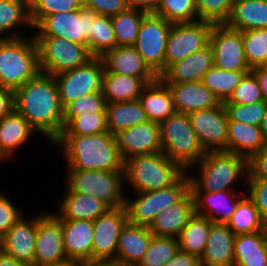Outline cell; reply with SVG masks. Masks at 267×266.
I'll return each instance as SVG.
<instances>
[{
	"instance_id": "obj_1",
	"label": "cell",
	"mask_w": 267,
	"mask_h": 266,
	"mask_svg": "<svg viewBox=\"0 0 267 266\" xmlns=\"http://www.w3.org/2000/svg\"><path fill=\"white\" fill-rule=\"evenodd\" d=\"M15 110L51 145L64 129V109L53 75L39 72L14 91Z\"/></svg>"
},
{
	"instance_id": "obj_2",
	"label": "cell",
	"mask_w": 267,
	"mask_h": 266,
	"mask_svg": "<svg viewBox=\"0 0 267 266\" xmlns=\"http://www.w3.org/2000/svg\"><path fill=\"white\" fill-rule=\"evenodd\" d=\"M51 146L59 150L67 170L123 171L124 161L115 136L109 132L60 135Z\"/></svg>"
},
{
	"instance_id": "obj_3",
	"label": "cell",
	"mask_w": 267,
	"mask_h": 266,
	"mask_svg": "<svg viewBox=\"0 0 267 266\" xmlns=\"http://www.w3.org/2000/svg\"><path fill=\"white\" fill-rule=\"evenodd\" d=\"M187 173L191 191H245L248 160L229 151H210ZM240 183L244 184L241 190Z\"/></svg>"
},
{
	"instance_id": "obj_4",
	"label": "cell",
	"mask_w": 267,
	"mask_h": 266,
	"mask_svg": "<svg viewBox=\"0 0 267 266\" xmlns=\"http://www.w3.org/2000/svg\"><path fill=\"white\" fill-rule=\"evenodd\" d=\"M123 171L125 190L130 188L131 193L169 187L186 172L162 151L128 158Z\"/></svg>"
},
{
	"instance_id": "obj_5",
	"label": "cell",
	"mask_w": 267,
	"mask_h": 266,
	"mask_svg": "<svg viewBox=\"0 0 267 266\" xmlns=\"http://www.w3.org/2000/svg\"><path fill=\"white\" fill-rule=\"evenodd\" d=\"M39 72L33 35L0 39V87L15 91Z\"/></svg>"
},
{
	"instance_id": "obj_6",
	"label": "cell",
	"mask_w": 267,
	"mask_h": 266,
	"mask_svg": "<svg viewBox=\"0 0 267 266\" xmlns=\"http://www.w3.org/2000/svg\"><path fill=\"white\" fill-rule=\"evenodd\" d=\"M159 132L163 154L178 163L185 171L206 154L186 113L175 112L159 123Z\"/></svg>"
},
{
	"instance_id": "obj_7",
	"label": "cell",
	"mask_w": 267,
	"mask_h": 266,
	"mask_svg": "<svg viewBox=\"0 0 267 266\" xmlns=\"http://www.w3.org/2000/svg\"><path fill=\"white\" fill-rule=\"evenodd\" d=\"M63 170L64 185L71 192L96 196L110 208L124 207V171Z\"/></svg>"
},
{
	"instance_id": "obj_8",
	"label": "cell",
	"mask_w": 267,
	"mask_h": 266,
	"mask_svg": "<svg viewBox=\"0 0 267 266\" xmlns=\"http://www.w3.org/2000/svg\"><path fill=\"white\" fill-rule=\"evenodd\" d=\"M190 190L187 171L171 186L151 191L134 192L125 196L128 222L150 226L156 216L178 202ZM128 195V196H127ZM129 197V198H128Z\"/></svg>"
},
{
	"instance_id": "obj_9",
	"label": "cell",
	"mask_w": 267,
	"mask_h": 266,
	"mask_svg": "<svg viewBox=\"0 0 267 266\" xmlns=\"http://www.w3.org/2000/svg\"><path fill=\"white\" fill-rule=\"evenodd\" d=\"M38 49L40 72L55 76L85 65L93 56L86 45L56 36H33Z\"/></svg>"
},
{
	"instance_id": "obj_10",
	"label": "cell",
	"mask_w": 267,
	"mask_h": 266,
	"mask_svg": "<svg viewBox=\"0 0 267 266\" xmlns=\"http://www.w3.org/2000/svg\"><path fill=\"white\" fill-rule=\"evenodd\" d=\"M96 16L94 10L84 6L76 11L50 14L33 27L32 35L56 36L88 47L92 22Z\"/></svg>"
},
{
	"instance_id": "obj_11",
	"label": "cell",
	"mask_w": 267,
	"mask_h": 266,
	"mask_svg": "<svg viewBox=\"0 0 267 266\" xmlns=\"http://www.w3.org/2000/svg\"><path fill=\"white\" fill-rule=\"evenodd\" d=\"M104 72L102 58L93 57L85 65L56 74L54 78L63 109L84 95L101 92Z\"/></svg>"
},
{
	"instance_id": "obj_12",
	"label": "cell",
	"mask_w": 267,
	"mask_h": 266,
	"mask_svg": "<svg viewBox=\"0 0 267 266\" xmlns=\"http://www.w3.org/2000/svg\"><path fill=\"white\" fill-rule=\"evenodd\" d=\"M172 23L154 13H147L141 22L133 45L145 63L159 77L164 72L167 39Z\"/></svg>"
},
{
	"instance_id": "obj_13",
	"label": "cell",
	"mask_w": 267,
	"mask_h": 266,
	"mask_svg": "<svg viewBox=\"0 0 267 266\" xmlns=\"http://www.w3.org/2000/svg\"><path fill=\"white\" fill-rule=\"evenodd\" d=\"M212 27L213 24L202 20L172 23L166 44L164 71L171 64L206 47Z\"/></svg>"
},
{
	"instance_id": "obj_14",
	"label": "cell",
	"mask_w": 267,
	"mask_h": 266,
	"mask_svg": "<svg viewBox=\"0 0 267 266\" xmlns=\"http://www.w3.org/2000/svg\"><path fill=\"white\" fill-rule=\"evenodd\" d=\"M65 259L61 219L53 211H40L37 215L34 266H53Z\"/></svg>"
},
{
	"instance_id": "obj_15",
	"label": "cell",
	"mask_w": 267,
	"mask_h": 266,
	"mask_svg": "<svg viewBox=\"0 0 267 266\" xmlns=\"http://www.w3.org/2000/svg\"><path fill=\"white\" fill-rule=\"evenodd\" d=\"M209 44L215 67L232 71H250L244 55L242 31L232 29L226 24L213 25Z\"/></svg>"
},
{
	"instance_id": "obj_16",
	"label": "cell",
	"mask_w": 267,
	"mask_h": 266,
	"mask_svg": "<svg viewBox=\"0 0 267 266\" xmlns=\"http://www.w3.org/2000/svg\"><path fill=\"white\" fill-rule=\"evenodd\" d=\"M188 116L205 152L227 151L228 116L223 103L194 111Z\"/></svg>"
},
{
	"instance_id": "obj_17",
	"label": "cell",
	"mask_w": 267,
	"mask_h": 266,
	"mask_svg": "<svg viewBox=\"0 0 267 266\" xmlns=\"http://www.w3.org/2000/svg\"><path fill=\"white\" fill-rule=\"evenodd\" d=\"M127 221L125 207L110 208L93 220L92 260L115 261L120 232Z\"/></svg>"
},
{
	"instance_id": "obj_18",
	"label": "cell",
	"mask_w": 267,
	"mask_h": 266,
	"mask_svg": "<svg viewBox=\"0 0 267 266\" xmlns=\"http://www.w3.org/2000/svg\"><path fill=\"white\" fill-rule=\"evenodd\" d=\"M118 151L123 161L138 155L161 152L159 123L146 121L115 135Z\"/></svg>"
},
{
	"instance_id": "obj_19",
	"label": "cell",
	"mask_w": 267,
	"mask_h": 266,
	"mask_svg": "<svg viewBox=\"0 0 267 266\" xmlns=\"http://www.w3.org/2000/svg\"><path fill=\"white\" fill-rule=\"evenodd\" d=\"M23 213L0 240V250L18 261L34 266L37 213L25 217Z\"/></svg>"
},
{
	"instance_id": "obj_20",
	"label": "cell",
	"mask_w": 267,
	"mask_h": 266,
	"mask_svg": "<svg viewBox=\"0 0 267 266\" xmlns=\"http://www.w3.org/2000/svg\"><path fill=\"white\" fill-rule=\"evenodd\" d=\"M194 197L195 214L214 223H227L236 211L246 191H191Z\"/></svg>"
},
{
	"instance_id": "obj_21",
	"label": "cell",
	"mask_w": 267,
	"mask_h": 266,
	"mask_svg": "<svg viewBox=\"0 0 267 266\" xmlns=\"http://www.w3.org/2000/svg\"><path fill=\"white\" fill-rule=\"evenodd\" d=\"M36 134L39 135L29 122L14 109L0 119V154L7 163L15 161L18 151L27 146Z\"/></svg>"
},
{
	"instance_id": "obj_22",
	"label": "cell",
	"mask_w": 267,
	"mask_h": 266,
	"mask_svg": "<svg viewBox=\"0 0 267 266\" xmlns=\"http://www.w3.org/2000/svg\"><path fill=\"white\" fill-rule=\"evenodd\" d=\"M149 226L126 222L118 239L116 259L113 263L137 266L153 239Z\"/></svg>"
},
{
	"instance_id": "obj_23",
	"label": "cell",
	"mask_w": 267,
	"mask_h": 266,
	"mask_svg": "<svg viewBox=\"0 0 267 266\" xmlns=\"http://www.w3.org/2000/svg\"><path fill=\"white\" fill-rule=\"evenodd\" d=\"M214 66L210 44L186 58L171 64L159 78L164 83H187L202 81L204 74Z\"/></svg>"
},
{
	"instance_id": "obj_24",
	"label": "cell",
	"mask_w": 267,
	"mask_h": 266,
	"mask_svg": "<svg viewBox=\"0 0 267 266\" xmlns=\"http://www.w3.org/2000/svg\"><path fill=\"white\" fill-rule=\"evenodd\" d=\"M66 188V189H65ZM62 199L59 201L57 211L53 213L61 220H96L99 216L106 213L110 207L89 194H80L71 192L64 187Z\"/></svg>"
},
{
	"instance_id": "obj_25",
	"label": "cell",
	"mask_w": 267,
	"mask_h": 266,
	"mask_svg": "<svg viewBox=\"0 0 267 266\" xmlns=\"http://www.w3.org/2000/svg\"><path fill=\"white\" fill-rule=\"evenodd\" d=\"M194 213V197L189 190L178 202L159 213L149 229L154 236L178 238Z\"/></svg>"
},
{
	"instance_id": "obj_26",
	"label": "cell",
	"mask_w": 267,
	"mask_h": 266,
	"mask_svg": "<svg viewBox=\"0 0 267 266\" xmlns=\"http://www.w3.org/2000/svg\"><path fill=\"white\" fill-rule=\"evenodd\" d=\"M235 233L227 223H212L201 266H234Z\"/></svg>"
},
{
	"instance_id": "obj_27",
	"label": "cell",
	"mask_w": 267,
	"mask_h": 266,
	"mask_svg": "<svg viewBox=\"0 0 267 266\" xmlns=\"http://www.w3.org/2000/svg\"><path fill=\"white\" fill-rule=\"evenodd\" d=\"M105 71L141 79H158L159 77L145 63L133 45L116 46L102 57Z\"/></svg>"
},
{
	"instance_id": "obj_28",
	"label": "cell",
	"mask_w": 267,
	"mask_h": 266,
	"mask_svg": "<svg viewBox=\"0 0 267 266\" xmlns=\"http://www.w3.org/2000/svg\"><path fill=\"white\" fill-rule=\"evenodd\" d=\"M165 84L171 90L176 112L190 114L194 111L213 108L221 104L219 99L202 81Z\"/></svg>"
},
{
	"instance_id": "obj_29",
	"label": "cell",
	"mask_w": 267,
	"mask_h": 266,
	"mask_svg": "<svg viewBox=\"0 0 267 266\" xmlns=\"http://www.w3.org/2000/svg\"><path fill=\"white\" fill-rule=\"evenodd\" d=\"M67 258L92 260L93 221L61 220Z\"/></svg>"
},
{
	"instance_id": "obj_30",
	"label": "cell",
	"mask_w": 267,
	"mask_h": 266,
	"mask_svg": "<svg viewBox=\"0 0 267 266\" xmlns=\"http://www.w3.org/2000/svg\"><path fill=\"white\" fill-rule=\"evenodd\" d=\"M32 29L29 0H0V39L29 36Z\"/></svg>"
},
{
	"instance_id": "obj_31",
	"label": "cell",
	"mask_w": 267,
	"mask_h": 266,
	"mask_svg": "<svg viewBox=\"0 0 267 266\" xmlns=\"http://www.w3.org/2000/svg\"><path fill=\"white\" fill-rule=\"evenodd\" d=\"M157 79H141L134 76L104 72L101 92L107 103L139 100L144 88Z\"/></svg>"
},
{
	"instance_id": "obj_32",
	"label": "cell",
	"mask_w": 267,
	"mask_h": 266,
	"mask_svg": "<svg viewBox=\"0 0 267 266\" xmlns=\"http://www.w3.org/2000/svg\"><path fill=\"white\" fill-rule=\"evenodd\" d=\"M266 146L260 126L228 121L227 151L249 160Z\"/></svg>"
},
{
	"instance_id": "obj_33",
	"label": "cell",
	"mask_w": 267,
	"mask_h": 266,
	"mask_svg": "<svg viewBox=\"0 0 267 266\" xmlns=\"http://www.w3.org/2000/svg\"><path fill=\"white\" fill-rule=\"evenodd\" d=\"M139 101L150 121L161 123L176 112L171 90L160 78L144 88Z\"/></svg>"
},
{
	"instance_id": "obj_34",
	"label": "cell",
	"mask_w": 267,
	"mask_h": 266,
	"mask_svg": "<svg viewBox=\"0 0 267 266\" xmlns=\"http://www.w3.org/2000/svg\"><path fill=\"white\" fill-rule=\"evenodd\" d=\"M234 266H267V234L259 232L235 235Z\"/></svg>"
},
{
	"instance_id": "obj_35",
	"label": "cell",
	"mask_w": 267,
	"mask_h": 266,
	"mask_svg": "<svg viewBox=\"0 0 267 266\" xmlns=\"http://www.w3.org/2000/svg\"><path fill=\"white\" fill-rule=\"evenodd\" d=\"M226 25L242 32L267 28V0H235Z\"/></svg>"
},
{
	"instance_id": "obj_36",
	"label": "cell",
	"mask_w": 267,
	"mask_h": 266,
	"mask_svg": "<svg viewBox=\"0 0 267 266\" xmlns=\"http://www.w3.org/2000/svg\"><path fill=\"white\" fill-rule=\"evenodd\" d=\"M106 119L108 131L113 135L149 120L139 100L107 103Z\"/></svg>"
},
{
	"instance_id": "obj_37",
	"label": "cell",
	"mask_w": 267,
	"mask_h": 266,
	"mask_svg": "<svg viewBox=\"0 0 267 266\" xmlns=\"http://www.w3.org/2000/svg\"><path fill=\"white\" fill-rule=\"evenodd\" d=\"M212 221L193 214L178 237L179 249L201 257L204 253Z\"/></svg>"
},
{
	"instance_id": "obj_38",
	"label": "cell",
	"mask_w": 267,
	"mask_h": 266,
	"mask_svg": "<svg viewBox=\"0 0 267 266\" xmlns=\"http://www.w3.org/2000/svg\"><path fill=\"white\" fill-rule=\"evenodd\" d=\"M248 72L250 71L224 70L213 66L204 74L202 82L223 103Z\"/></svg>"
},
{
	"instance_id": "obj_39",
	"label": "cell",
	"mask_w": 267,
	"mask_h": 266,
	"mask_svg": "<svg viewBox=\"0 0 267 266\" xmlns=\"http://www.w3.org/2000/svg\"><path fill=\"white\" fill-rule=\"evenodd\" d=\"M147 12L128 7L111 17L117 46L134 45L143 17Z\"/></svg>"
},
{
	"instance_id": "obj_40",
	"label": "cell",
	"mask_w": 267,
	"mask_h": 266,
	"mask_svg": "<svg viewBox=\"0 0 267 266\" xmlns=\"http://www.w3.org/2000/svg\"><path fill=\"white\" fill-rule=\"evenodd\" d=\"M227 224L235 235L263 231L265 227L256 206L247 194L239 201Z\"/></svg>"
},
{
	"instance_id": "obj_41",
	"label": "cell",
	"mask_w": 267,
	"mask_h": 266,
	"mask_svg": "<svg viewBox=\"0 0 267 266\" xmlns=\"http://www.w3.org/2000/svg\"><path fill=\"white\" fill-rule=\"evenodd\" d=\"M117 46L111 17L97 15L92 22L88 50L93 57H102Z\"/></svg>"
},
{
	"instance_id": "obj_42",
	"label": "cell",
	"mask_w": 267,
	"mask_h": 266,
	"mask_svg": "<svg viewBox=\"0 0 267 266\" xmlns=\"http://www.w3.org/2000/svg\"><path fill=\"white\" fill-rule=\"evenodd\" d=\"M109 132L106 113H86L77 117H64L60 135H93Z\"/></svg>"
},
{
	"instance_id": "obj_43",
	"label": "cell",
	"mask_w": 267,
	"mask_h": 266,
	"mask_svg": "<svg viewBox=\"0 0 267 266\" xmlns=\"http://www.w3.org/2000/svg\"><path fill=\"white\" fill-rule=\"evenodd\" d=\"M242 39L248 66L267 65V28L243 31Z\"/></svg>"
},
{
	"instance_id": "obj_44",
	"label": "cell",
	"mask_w": 267,
	"mask_h": 266,
	"mask_svg": "<svg viewBox=\"0 0 267 266\" xmlns=\"http://www.w3.org/2000/svg\"><path fill=\"white\" fill-rule=\"evenodd\" d=\"M178 250V238L153 236L148 250L137 266H163Z\"/></svg>"
},
{
	"instance_id": "obj_45",
	"label": "cell",
	"mask_w": 267,
	"mask_h": 266,
	"mask_svg": "<svg viewBox=\"0 0 267 266\" xmlns=\"http://www.w3.org/2000/svg\"><path fill=\"white\" fill-rule=\"evenodd\" d=\"M154 14L171 23L194 22L198 20L196 0H162Z\"/></svg>"
},
{
	"instance_id": "obj_46",
	"label": "cell",
	"mask_w": 267,
	"mask_h": 266,
	"mask_svg": "<svg viewBox=\"0 0 267 266\" xmlns=\"http://www.w3.org/2000/svg\"><path fill=\"white\" fill-rule=\"evenodd\" d=\"M83 0H29L30 20L33 27L45 16L79 10Z\"/></svg>"
},
{
	"instance_id": "obj_47",
	"label": "cell",
	"mask_w": 267,
	"mask_h": 266,
	"mask_svg": "<svg viewBox=\"0 0 267 266\" xmlns=\"http://www.w3.org/2000/svg\"><path fill=\"white\" fill-rule=\"evenodd\" d=\"M235 0H196L198 20L213 25L226 24Z\"/></svg>"
},
{
	"instance_id": "obj_48",
	"label": "cell",
	"mask_w": 267,
	"mask_h": 266,
	"mask_svg": "<svg viewBox=\"0 0 267 266\" xmlns=\"http://www.w3.org/2000/svg\"><path fill=\"white\" fill-rule=\"evenodd\" d=\"M228 121L260 126L264 118L267 102L262 100L252 104H223Z\"/></svg>"
},
{
	"instance_id": "obj_49",
	"label": "cell",
	"mask_w": 267,
	"mask_h": 266,
	"mask_svg": "<svg viewBox=\"0 0 267 266\" xmlns=\"http://www.w3.org/2000/svg\"><path fill=\"white\" fill-rule=\"evenodd\" d=\"M107 102L102 92L84 95L64 108V117H77L86 113H106Z\"/></svg>"
},
{
	"instance_id": "obj_50",
	"label": "cell",
	"mask_w": 267,
	"mask_h": 266,
	"mask_svg": "<svg viewBox=\"0 0 267 266\" xmlns=\"http://www.w3.org/2000/svg\"><path fill=\"white\" fill-rule=\"evenodd\" d=\"M262 100H264L263 94L257 80L251 72H248L223 104H252Z\"/></svg>"
},
{
	"instance_id": "obj_51",
	"label": "cell",
	"mask_w": 267,
	"mask_h": 266,
	"mask_svg": "<svg viewBox=\"0 0 267 266\" xmlns=\"http://www.w3.org/2000/svg\"><path fill=\"white\" fill-rule=\"evenodd\" d=\"M26 213L16 205L11 197L2 191L0 192V240L6 235L10 228Z\"/></svg>"
},
{
	"instance_id": "obj_52",
	"label": "cell",
	"mask_w": 267,
	"mask_h": 266,
	"mask_svg": "<svg viewBox=\"0 0 267 266\" xmlns=\"http://www.w3.org/2000/svg\"><path fill=\"white\" fill-rule=\"evenodd\" d=\"M246 194L256 206L261 220L267 223V180L247 179Z\"/></svg>"
},
{
	"instance_id": "obj_53",
	"label": "cell",
	"mask_w": 267,
	"mask_h": 266,
	"mask_svg": "<svg viewBox=\"0 0 267 266\" xmlns=\"http://www.w3.org/2000/svg\"><path fill=\"white\" fill-rule=\"evenodd\" d=\"M83 6L97 15L113 17L129 7L128 0H83Z\"/></svg>"
},
{
	"instance_id": "obj_54",
	"label": "cell",
	"mask_w": 267,
	"mask_h": 266,
	"mask_svg": "<svg viewBox=\"0 0 267 266\" xmlns=\"http://www.w3.org/2000/svg\"><path fill=\"white\" fill-rule=\"evenodd\" d=\"M247 179L267 180V146L248 160Z\"/></svg>"
},
{
	"instance_id": "obj_55",
	"label": "cell",
	"mask_w": 267,
	"mask_h": 266,
	"mask_svg": "<svg viewBox=\"0 0 267 266\" xmlns=\"http://www.w3.org/2000/svg\"><path fill=\"white\" fill-rule=\"evenodd\" d=\"M163 266H201V262L199 257L179 249Z\"/></svg>"
},
{
	"instance_id": "obj_56",
	"label": "cell",
	"mask_w": 267,
	"mask_h": 266,
	"mask_svg": "<svg viewBox=\"0 0 267 266\" xmlns=\"http://www.w3.org/2000/svg\"><path fill=\"white\" fill-rule=\"evenodd\" d=\"M14 109V91L0 87V119L10 114Z\"/></svg>"
},
{
	"instance_id": "obj_57",
	"label": "cell",
	"mask_w": 267,
	"mask_h": 266,
	"mask_svg": "<svg viewBox=\"0 0 267 266\" xmlns=\"http://www.w3.org/2000/svg\"><path fill=\"white\" fill-rule=\"evenodd\" d=\"M250 72L256 78L258 86L263 94V99L267 102V65L252 67Z\"/></svg>"
},
{
	"instance_id": "obj_58",
	"label": "cell",
	"mask_w": 267,
	"mask_h": 266,
	"mask_svg": "<svg viewBox=\"0 0 267 266\" xmlns=\"http://www.w3.org/2000/svg\"><path fill=\"white\" fill-rule=\"evenodd\" d=\"M162 0H128L129 7L143 10L147 13H154Z\"/></svg>"
},
{
	"instance_id": "obj_59",
	"label": "cell",
	"mask_w": 267,
	"mask_h": 266,
	"mask_svg": "<svg viewBox=\"0 0 267 266\" xmlns=\"http://www.w3.org/2000/svg\"><path fill=\"white\" fill-rule=\"evenodd\" d=\"M0 266H30L27 263L18 261L17 259L6 255L0 250Z\"/></svg>"
},
{
	"instance_id": "obj_60",
	"label": "cell",
	"mask_w": 267,
	"mask_h": 266,
	"mask_svg": "<svg viewBox=\"0 0 267 266\" xmlns=\"http://www.w3.org/2000/svg\"><path fill=\"white\" fill-rule=\"evenodd\" d=\"M80 261V259L67 258L63 261L58 262L57 264H54L53 266H78V263Z\"/></svg>"
},
{
	"instance_id": "obj_61",
	"label": "cell",
	"mask_w": 267,
	"mask_h": 266,
	"mask_svg": "<svg viewBox=\"0 0 267 266\" xmlns=\"http://www.w3.org/2000/svg\"><path fill=\"white\" fill-rule=\"evenodd\" d=\"M105 262L99 260H81L78 266H103Z\"/></svg>"
},
{
	"instance_id": "obj_62",
	"label": "cell",
	"mask_w": 267,
	"mask_h": 266,
	"mask_svg": "<svg viewBox=\"0 0 267 266\" xmlns=\"http://www.w3.org/2000/svg\"><path fill=\"white\" fill-rule=\"evenodd\" d=\"M260 129H261V131H262L263 139H264V141H265L266 144H267V109H266L264 118H263V120H262V123H261V125H260Z\"/></svg>"
},
{
	"instance_id": "obj_63",
	"label": "cell",
	"mask_w": 267,
	"mask_h": 266,
	"mask_svg": "<svg viewBox=\"0 0 267 266\" xmlns=\"http://www.w3.org/2000/svg\"><path fill=\"white\" fill-rule=\"evenodd\" d=\"M1 162L2 163H5V162H7L3 157H2V155L0 154V164H1Z\"/></svg>"
},
{
	"instance_id": "obj_64",
	"label": "cell",
	"mask_w": 267,
	"mask_h": 266,
	"mask_svg": "<svg viewBox=\"0 0 267 266\" xmlns=\"http://www.w3.org/2000/svg\"><path fill=\"white\" fill-rule=\"evenodd\" d=\"M103 266H115V263H105Z\"/></svg>"
},
{
	"instance_id": "obj_65",
	"label": "cell",
	"mask_w": 267,
	"mask_h": 266,
	"mask_svg": "<svg viewBox=\"0 0 267 266\" xmlns=\"http://www.w3.org/2000/svg\"><path fill=\"white\" fill-rule=\"evenodd\" d=\"M265 231H266V234H267V223L265 224V227H264Z\"/></svg>"
}]
</instances>
